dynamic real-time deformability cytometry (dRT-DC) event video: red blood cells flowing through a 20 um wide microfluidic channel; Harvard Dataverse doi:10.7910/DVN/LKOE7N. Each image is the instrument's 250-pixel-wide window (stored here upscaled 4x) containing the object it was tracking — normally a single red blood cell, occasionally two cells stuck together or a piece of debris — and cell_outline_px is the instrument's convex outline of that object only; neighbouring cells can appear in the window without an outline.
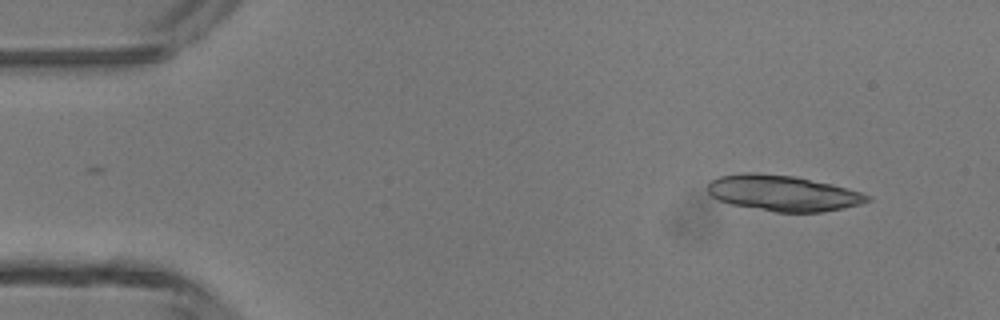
{"species": "common noctule bat (a hibernating species)", "species_latin": "Nyctalus noctula", "temperature_condition": "room temperature", "stored_images_in_passage": 2, "camera_frame_rate_fps": 3000, "um_per_image_px": 0.085, "animal": {"sex": "male", "body_mass_g": 13.3}, "frame": {"image": 1, "passage_image": 2, "time_ms": 1.333, "image_size_px": [1000, 320], "cell_outline_px": [[872, 200], [860, 204], [844, 208], [820, 212], [776, 212], [732, 204], [720, 200], [712, 196], [708, 192], [708, 184], [712, 180], [720, 176], [744, 172], [756, 172], [796, 176], [832, 184], [848, 188], [872, 196]], "centroid_in_image_um": [66.58, 16.4], "position_along_channel_um": 18.4, "area_um2": 33.29}}